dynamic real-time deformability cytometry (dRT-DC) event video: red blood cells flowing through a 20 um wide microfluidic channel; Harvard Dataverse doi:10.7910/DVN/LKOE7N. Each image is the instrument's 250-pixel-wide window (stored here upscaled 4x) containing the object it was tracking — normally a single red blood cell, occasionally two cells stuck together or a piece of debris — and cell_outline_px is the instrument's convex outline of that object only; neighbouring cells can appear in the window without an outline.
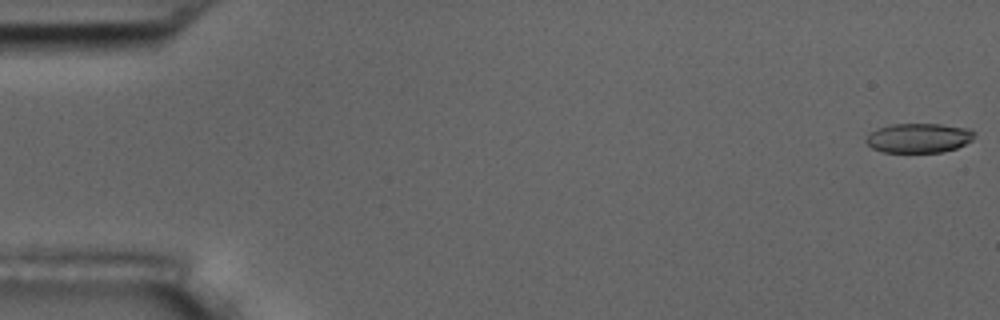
{"species": "common noctule bat (a hibernating species)", "species_latin": "Nyctalus noctula", "temperature_condition": "room temperature", "stored_images_in_passage": 55, "camera_frame_rate_fps": 3000, "um_per_image_px": 0.085, "animal": {"sex": "male", "body_mass_g": 17.5, "forearm_length_mm": 52.3}, "frame": {"image": 1, "passage_image": 1, "time_ms": 0.0, "image_size_px": [1000, 320], "cell_outline_px": [[976, 132], [972, 140], [956, 148], [940, 152], [884, 152], [872, 148], [864, 140], [868, 132], [892, 124], [940, 124], [972, 128]], "centroid_in_image_um": [78.1, 11.72], "position_along_channel_um": 6.9, "area_um2": 18.73}}
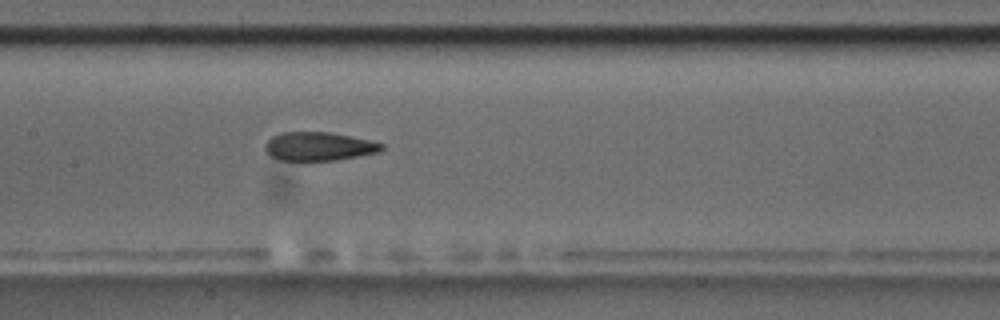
{"frame": {"image": 2, "passage_image": 27, "time_ms": 8.667, "image_size_px": [1000, 320], "cell_outline_px": [[384, 148], [380, 152], [336, 160], [276, 160], [268, 156], [264, 148], [264, 144], [272, 136], [280, 132], [332, 132], [368, 140], [384, 144]], "centroid_in_image_um": [27.05, 12.44], "position_along_channel_um": 180.3, "area_um2": 19.59}}
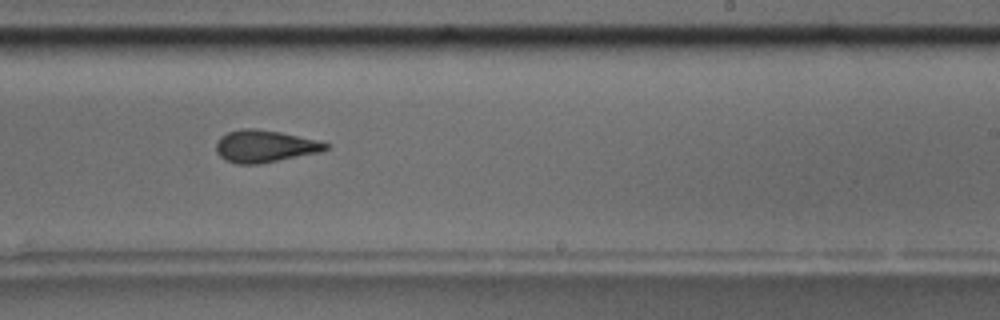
{"frame": {"image": 3, "passage_image": 34, "time_ms": 11.0, "image_size_px": [1000, 320], "cell_outline_px": [[328, 148], [320, 152], [256, 164], [236, 164], [224, 160], [216, 152], [216, 140], [220, 136], [228, 132], [244, 128], [256, 128], [280, 132], [316, 140], [328, 144]], "centroid_in_image_um": [22.44, 12.42], "position_along_channel_um": 266.6, "area_um2": 20.4}, "authors_computed_cell_mechanics": {"area_um2": 20.4612, "velocity_mm_per_s": 3.7034, "shape_relaxation_time_tau1_ms": 9.3218, "shape_relaxation_time_tau2_ms": 2.7117, "deformation_change_tau1": 0.1911, "deformation_change_tau2": 0.0961}}